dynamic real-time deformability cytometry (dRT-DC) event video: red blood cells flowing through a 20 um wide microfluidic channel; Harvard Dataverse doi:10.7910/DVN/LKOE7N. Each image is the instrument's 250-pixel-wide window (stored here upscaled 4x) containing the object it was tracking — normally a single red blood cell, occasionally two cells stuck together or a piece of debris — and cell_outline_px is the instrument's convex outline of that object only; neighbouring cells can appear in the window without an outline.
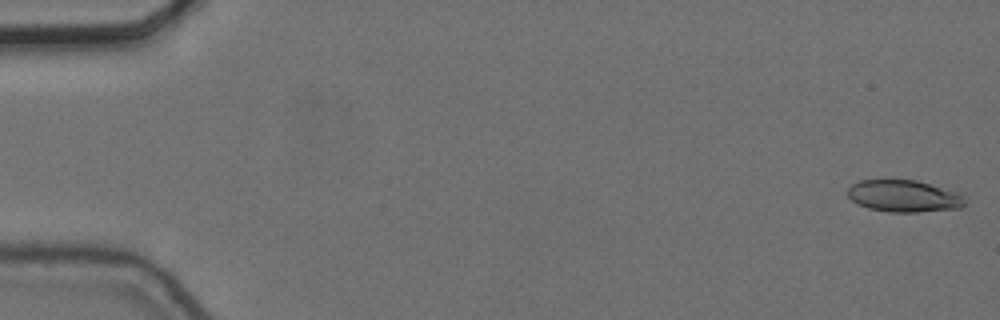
{"species": "common noctule bat (a hibernating species)", "species_latin": "Nyctalus noctula", "temperature_condition": "cold", "stored_images_in_passage": 6, "camera_frame_rate_fps": 3000, "um_per_image_px": 0.085, "animal": {"sex": "female", "body_mass_g": 24.6, "forearm_length_mm": 56.2}, "frame": {"image": 1, "passage_image": 1, "time_ms": 0.0, "image_size_px": [1000, 320], "cell_outline_px": [[964, 204], [960, 208], [916, 212], [888, 212], [868, 208], [856, 204], [848, 196], [848, 188], [852, 184], [860, 180], [916, 180], [956, 192], [964, 200]], "centroid_in_image_um": [76.76, 16.67], "position_along_channel_um": 8.2, "area_um2": 21.56}}
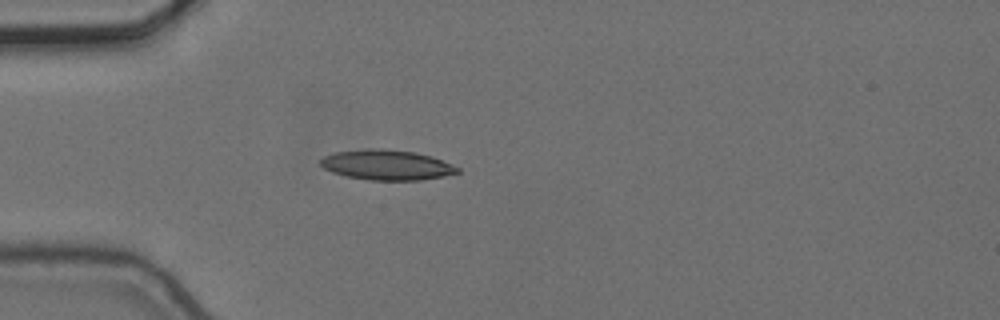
{"frame": {"image": 2, "passage_image": 5, "time_ms": 1.333, "image_size_px": [1000, 320], "cell_outline_px": [[460, 172], [444, 176], [420, 180], [368, 180], [348, 176], [332, 172], [324, 168], [320, 164], [320, 160], [324, 156], [336, 152], [364, 148], [384, 148], [416, 152], [432, 156], [460, 168]], "centroid_in_image_um": [32.88, 14.01], "position_along_channel_um": 52.1, "area_um2": 24.16}}